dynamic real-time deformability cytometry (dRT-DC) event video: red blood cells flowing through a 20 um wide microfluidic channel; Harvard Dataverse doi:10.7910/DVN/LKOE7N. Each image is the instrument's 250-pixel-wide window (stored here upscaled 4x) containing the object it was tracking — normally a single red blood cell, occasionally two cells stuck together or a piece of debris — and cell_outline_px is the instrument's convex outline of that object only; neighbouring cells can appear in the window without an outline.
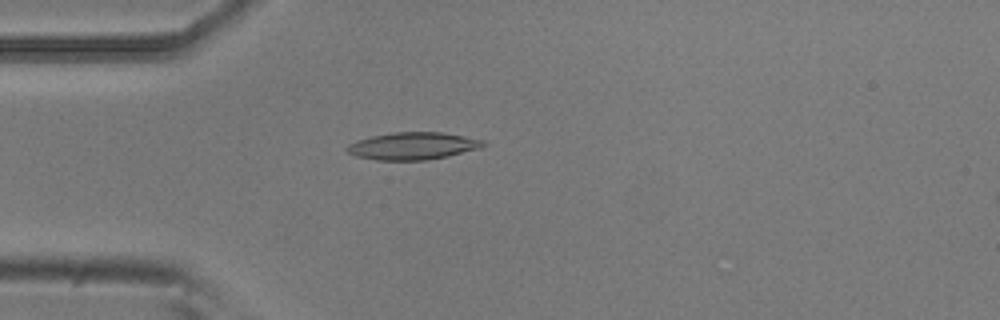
{"species": "common noctule bat (a hibernating species)", "species_latin": "Nyctalus noctula", "temperature_condition": "room temperature", "stored_images_in_passage": 52, "camera_frame_rate_fps": 3000, "um_per_image_px": 0.085, "animal": {"sex": "male", "body_mass_g": 20.5, "forearm_length_mm": 52.5}, "frame": {"image": 1, "passage_image": 13, "time_ms": 4.0, "image_size_px": [1000, 320], "cell_outline_px": [[488, 144], [480, 148], [448, 156], [428, 160], [376, 160], [356, 156], [348, 152], [344, 148], [348, 144], [356, 140], [372, 136], [392, 132], [440, 132], [464, 136], [484, 140]], "centroid_in_image_um": [35.08, 12.4], "position_along_channel_um": 49.9, "area_um2": 21.79}}
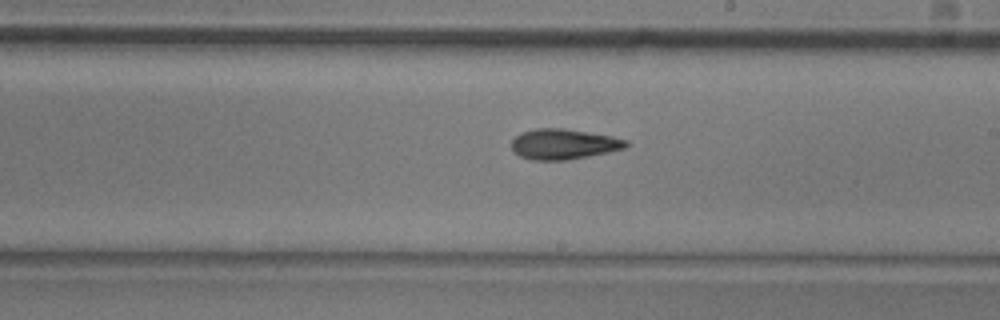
{"frame": {"image": 2, "passage_image": 29, "time_ms": 9.333, "image_size_px": [1000, 320], "cell_outline_px": [[628, 144], [624, 148], [608, 152], [588, 156], [564, 160], [532, 160], [520, 156], [512, 152], [512, 140], [520, 132], [536, 128], [564, 128], [612, 136], [628, 140]], "centroid_in_image_um": [47.88, 12.24], "position_along_channel_um": 241.1, "area_um2": 20.29}}
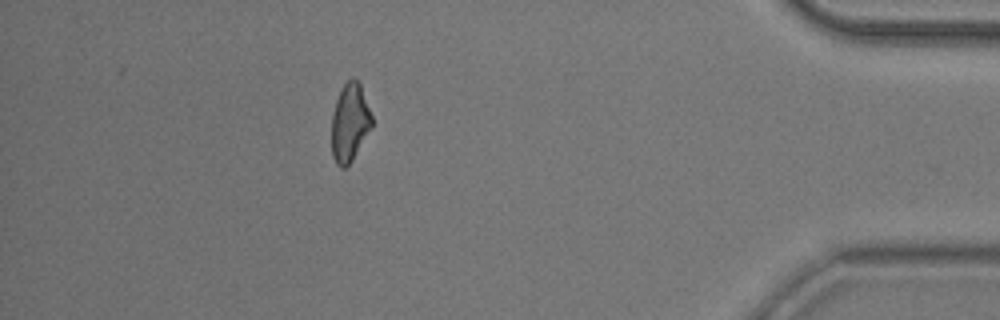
{"frame": {"image": 3, "passage_image": 46, "time_ms": 15.0, "image_size_px": [1000, 320], "cell_outline_px": [[372, 128], [352, 160], [344, 168], [340, 168], [336, 164], [332, 156], [332, 112], [340, 88], [352, 76], [360, 84], [372, 116]], "centroid_in_image_um": [29.72, 10.42], "position_along_channel_um": 405.5, "area_um2": 18.38}, "authors_computed_cell_mechanics": {"area_um2": 19.9699, "velocity_mm_per_s": 3.7628, "shape_relaxation_time_tau1_ms": 5.7104, "shape_relaxation_time_tau2_ms": 3.3089, "deformation_change_tau1": 0.1748, "deformation_change_tau2": 0.1192}}